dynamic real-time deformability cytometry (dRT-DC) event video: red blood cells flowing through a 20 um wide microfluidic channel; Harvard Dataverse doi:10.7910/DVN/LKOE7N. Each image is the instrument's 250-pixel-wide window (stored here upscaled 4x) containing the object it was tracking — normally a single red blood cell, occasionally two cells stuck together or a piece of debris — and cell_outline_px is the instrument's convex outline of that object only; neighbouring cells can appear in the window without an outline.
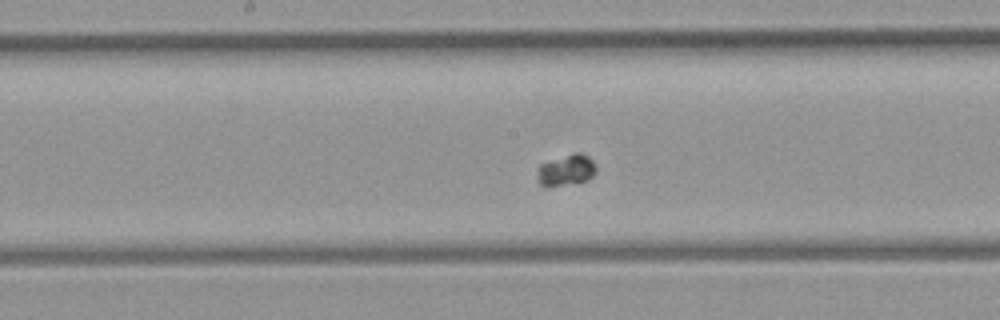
{"species": "common noctule bat (a hibernating species)", "species_latin": "Nyctalus noctula", "temperature_condition": "room temperature", "stored_images_in_passage": 44, "camera_frame_rate_fps": 3000, "um_per_image_px": 0.085, "animal": {"sex": "female", "body_mass_g": 21.9}, "frame": {"image": 1, "passage_image": 19, "time_ms": 6.0, "image_size_px": [1000, 320], "cell_outline_px": [[596, 172], [588, 180], [548, 188], [540, 184], [536, 176], [536, 168], [540, 164], [572, 152], [580, 152], [588, 156], [592, 160], [596, 168]], "centroid_in_image_um": [48.09, 14.46], "position_along_channel_um": 200.1, "area_um2": 10.98}}
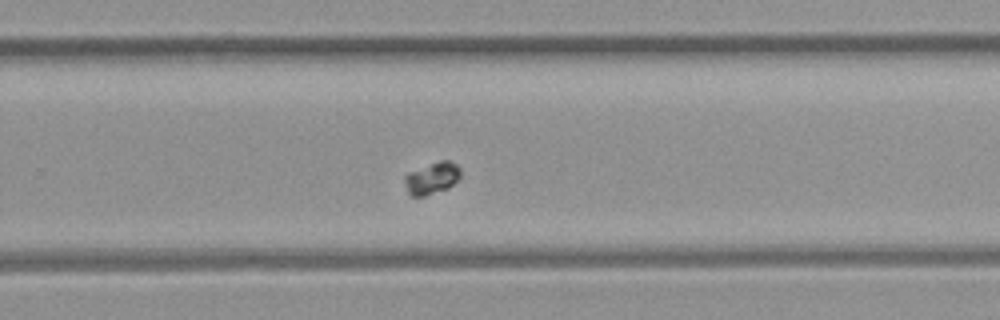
{"frame": {"image": 2, "passage_image": 26, "time_ms": 8.333, "image_size_px": [1000, 320], "cell_outline_px": [[460, 176], [448, 188], [424, 196], [412, 196], [408, 192], [404, 184], [404, 176], [408, 172], [440, 160], [448, 160], [456, 164], [460, 168]], "centroid_in_image_um": [36.69, 15.14], "position_along_channel_um": 293.1, "area_um2": 10.29}}
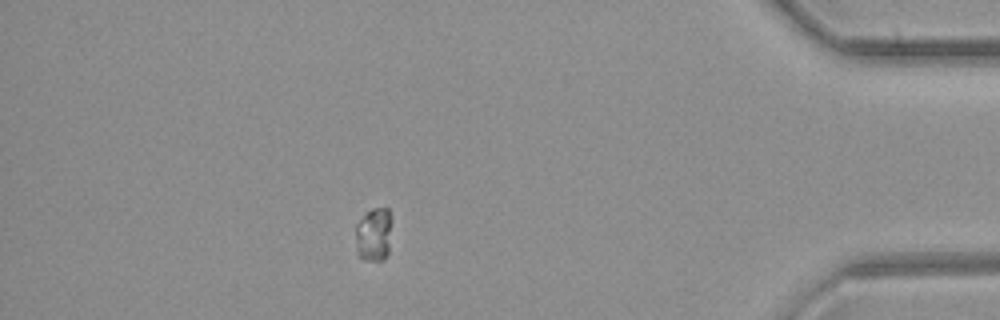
{"frame": {"image": 3, "passage_image": 38, "time_ms": 12.333, "image_size_px": [1000, 320], "cell_outline_px": [[388, 252], [384, 260], [364, 260], [356, 252], [356, 224], [372, 208], [388, 208]], "centroid_in_image_um": [31.71, 19.98], "position_along_channel_um": 403.5, "area_um2": 10.75}}